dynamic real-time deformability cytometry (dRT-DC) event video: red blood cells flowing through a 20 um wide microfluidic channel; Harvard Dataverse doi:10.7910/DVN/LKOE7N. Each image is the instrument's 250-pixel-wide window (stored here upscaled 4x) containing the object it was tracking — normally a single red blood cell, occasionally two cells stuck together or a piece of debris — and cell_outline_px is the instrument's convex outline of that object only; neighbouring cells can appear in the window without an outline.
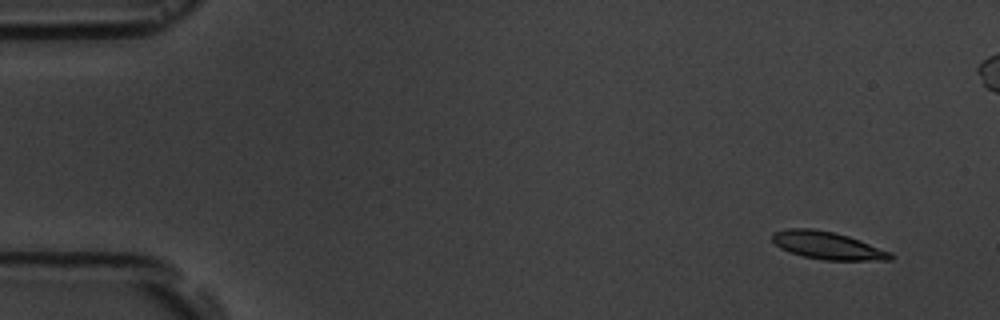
{"species": "common noctule bat (a hibernating species)", "species_latin": "Nyctalus noctula", "temperature_condition": "room temperature", "stored_images_in_passage": 17, "camera_frame_rate_fps": 3000, "um_per_image_px": 0.085, "animal": {"sex": "male", "body_mass_g": 19.5, "forearm_length_mm": 54.6}, "frame": {"image": 1, "passage_image": 1, "time_ms": 0.0, "image_size_px": [1000, 320], "cell_outline_px": [[896, 256], [892, 260], [824, 260], [804, 256], [780, 248], [772, 240], [772, 232], [788, 228], [812, 228], [832, 232], [848, 236], [860, 240], [892, 252]], "centroid_in_image_um": [70.37, 20.86], "position_along_channel_um": 14.6, "area_um2": 19.02}}
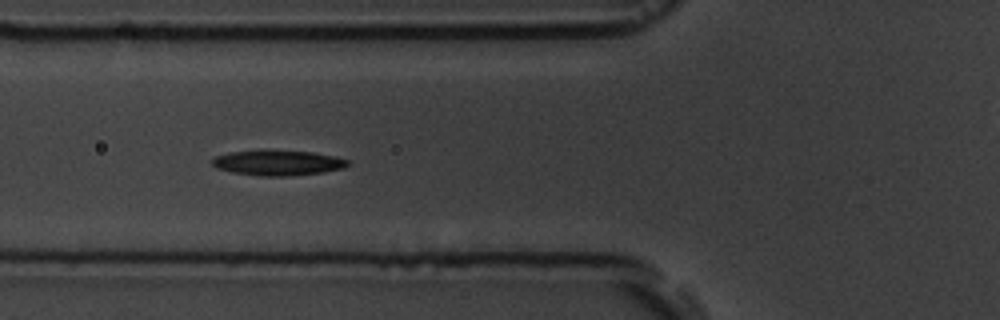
{"frame": {"image": 2, "passage_image": 6, "time_ms": 5.667, "image_size_px": [1000, 320], "cell_outline_px": [[348, 164], [344, 168], [324, 172], [288, 176], [260, 176], [232, 172], [216, 168], [212, 164], [212, 160], [216, 156], [232, 152], [260, 148], [268, 148], [312, 152], [332, 156], [348, 160]], "centroid_in_image_um": [23.58, 13.81], "position_along_channel_um": 102.2, "area_um2": 20.4}, "authors_computed_cell_mechanics": {"area_um2": 19.8254, "velocity_mm_per_s": 3.5968, "shape_relaxation_time_tau1_ms": 7.9938, "shape_relaxation_time_tau2_ms": null, "deformation_change_tau1": 0.1472, "deformation_change_tau2": null}}